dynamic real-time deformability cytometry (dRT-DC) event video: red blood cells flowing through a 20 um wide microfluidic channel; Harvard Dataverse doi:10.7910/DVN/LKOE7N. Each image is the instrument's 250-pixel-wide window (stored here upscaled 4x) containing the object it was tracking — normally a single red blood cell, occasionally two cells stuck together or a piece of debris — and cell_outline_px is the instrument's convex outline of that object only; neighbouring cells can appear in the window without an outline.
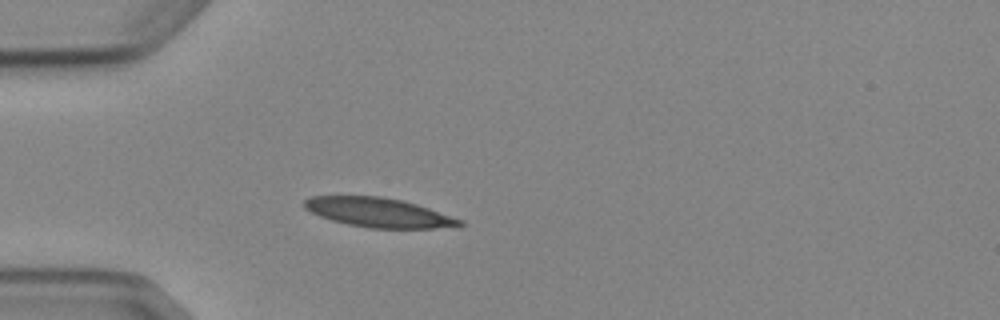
{"species": "Egyptian fruit bat (a non-hibernating species)", "species_latin": "Rousettus aegyptiacus", "temperature_condition": "cold", "stored_images_in_passage": 3, "camera_frame_rate_fps": 3000, "um_per_image_px": 0.085, "animal": {"sex": "female"}, "frame": {"image": 1, "passage_image": 3, "time_ms": 2.333, "image_size_px": [1000, 320], "cell_outline_px": [[464, 224], [436, 228], [368, 228], [348, 224], [332, 220], [320, 216], [304, 208], [304, 200], [312, 196], [380, 196], [404, 200], [464, 220]], "centroid_in_image_um": [32.17, 18.06], "position_along_channel_um": 52.8, "area_um2": 26.36}}